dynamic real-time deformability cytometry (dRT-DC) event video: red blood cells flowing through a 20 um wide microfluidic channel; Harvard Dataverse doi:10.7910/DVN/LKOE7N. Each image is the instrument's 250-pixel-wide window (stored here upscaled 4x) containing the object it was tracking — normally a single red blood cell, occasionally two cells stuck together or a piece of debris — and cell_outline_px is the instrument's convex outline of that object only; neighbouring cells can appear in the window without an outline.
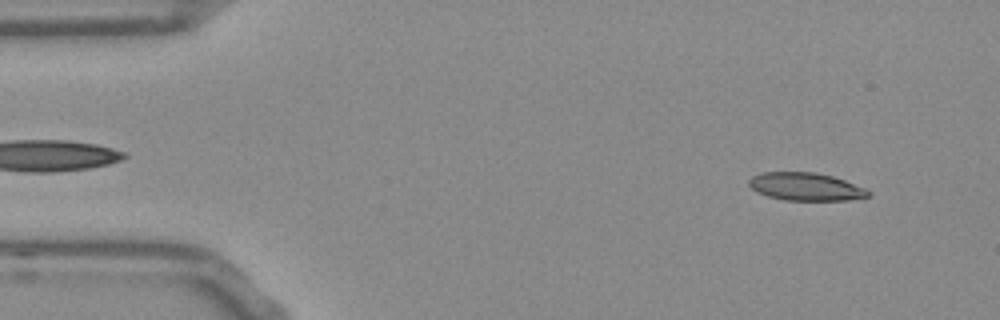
{"species": "Egyptian fruit bat (a non-hibernating species)", "species_latin": "Rousettus aegyptiacus", "temperature_condition": "room temperature", "stored_images_in_passage": 52, "camera_frame_rate_fps": 3000, "um_per_image_px": 0.085, "frame": {"image": 1, "passage_image": 4, "time_ms": 1.0, "image_size_px": [1000, 320], "cell_outline_px": [[872, 192], [868, 196], [848, 200], [784, 200], [768, 196], [756, 192], [748, 184], [748, 180], [752, 176], [764, 172], [816, 172], [832, 176], [844, 180], [864, 188]], "centroid_in_image_um": [68.46, 15.86], "position_along_channel_um": 16.5, "area_um2": 19.31}}
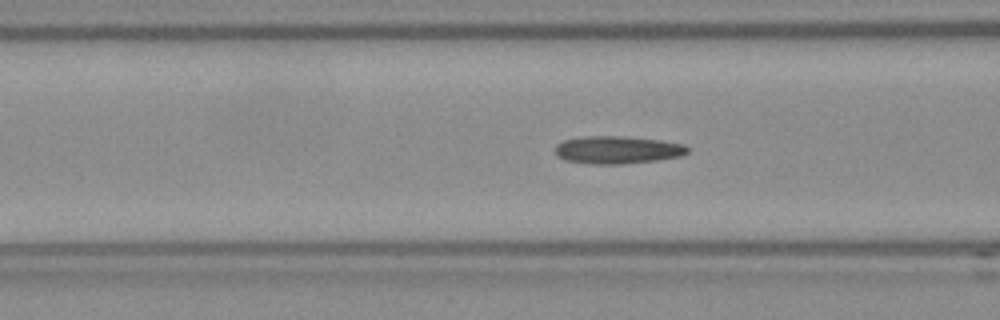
{"frame": {"image": 2, "passage_image": 19, "time_ms": 6.0, "image_size_px": [1000, 320], "cell_outline_px": [[688, 152], [680, 156], [656, 160], [620, 164], [588, 164], [564, 160], [556, 156], [556, 144], [564, 140], [584, 136], [624, 136], [660, 140], [684, 144], [688, 148]], "centroid_in_image_um": [52.45, 12.74], "position_along_channel_um": 114.2, "area_um2": 21.39}}
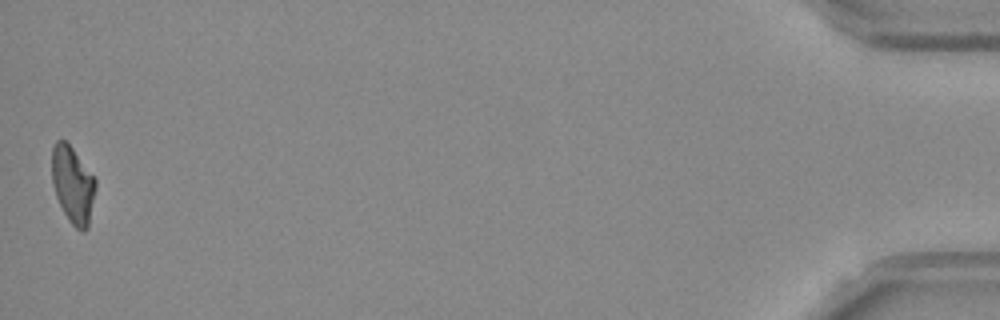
{"frame": {"image": 3, "passage_image": 52, "time_ms": 17.0, "image_size_px": [1000, 320], "cell_outline_px": [[96, 188], [88, 228], [84, 232], [76, 228], [68, 220], [56, 196], [52, 180], [52, 148], [56, 140], [64, 140], [72, 148], [96, 180]], "centroid_in_image_um": [6.19, 15.72], "position_along_channel_um": 429.0, "area_um2": 19.36}, "authors_computed_cell_mechanics": {"area_um2": 20.3167, "velocity_mm_per_s": 3.7737, "shape_relaxation_time_tau1_ms": null, "shape_relaxation_time_tau2_ms": 4.2102, "deformation_change_tau1": null, "deformation_change_tau2": 0.1447}}